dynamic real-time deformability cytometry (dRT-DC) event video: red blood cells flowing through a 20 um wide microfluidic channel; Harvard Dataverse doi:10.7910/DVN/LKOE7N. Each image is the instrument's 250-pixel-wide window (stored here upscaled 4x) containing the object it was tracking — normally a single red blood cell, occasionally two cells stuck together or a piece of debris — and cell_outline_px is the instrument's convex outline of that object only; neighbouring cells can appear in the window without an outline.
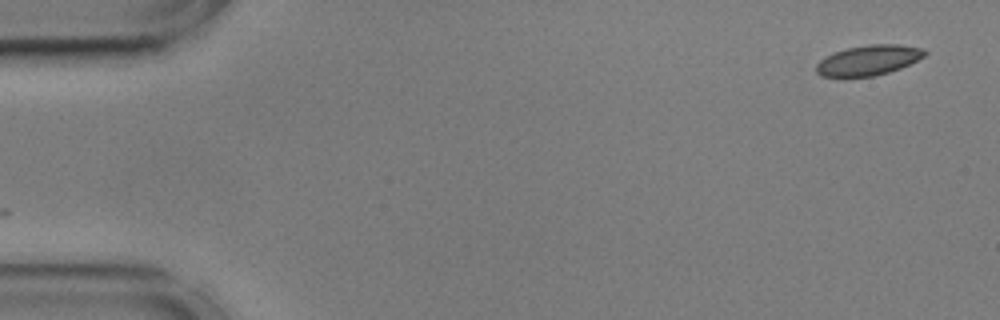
{"species": "common noctule bat (a hibernating species)", "species_latin": "Nyctalus noctula", "temperature_condition": "cold", "stored_images_in_passage": 54, "camera_frame_rate_fps": 3000, "um_per_image_px": 0.085, "animal": {"sex": "male", "body_mass_g": 17.9, "forearm_length_mm": 54.2}, "frame": {"image": 1, "passage_image": 1, "time_ms": 0.0, "image_size_px": [1000, 320], "cell_outline_px": [[928, 52], [924, 56], [900, 68], [888, 72], [872, 76], [820, 76], [816, 72], [816, 64], [820, 60], [832, 52], [848, 48], [868, 44], [896, 44], [924, 48]], "centroid_in_image_um": [73.81, 5.1], "position_along_channel_um": 11.2, "area_um2": 18.9}}
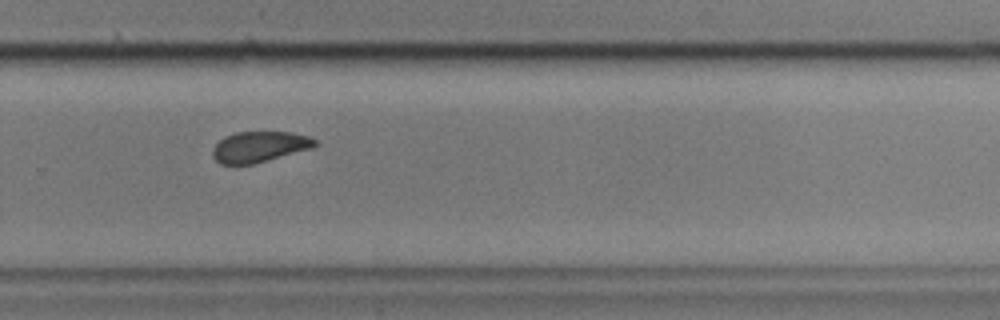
{"frame": {"image": 2, "passage_image": 36, "time_ms": 11.667, "image_size_px": [1000, 320], "cell_outline_px": [[316, 144], [312, 148], [268, 160], [252, 164], [220, 164], [212, 156], [212, 148], [224, 136], [236, 132], [292, 132], [308, 136], [316, 140]], "centroid_in_image_um": [22.02, 12.47], "position_along_channel_um": 307.8, "area_um2": 18.26}}
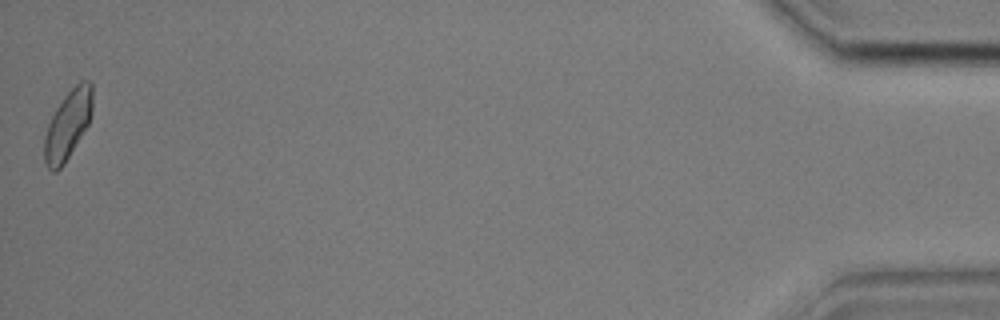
{"frame": {"image": 3, "passage_image": 54, "time_ms": 17.667, "image_size_px": [1000, 320], "cell_outline_px": [[92, 112], [88, 124], [64, 164], [56, 172], [52, 172], [48, 168], [44, 160], [44, 136], [48, 124], [56, 108], [64, 96], [80, 80], [92, 80]], "centroid_in_image_um": [5.76, 10.6], "position_along_channel_um": 429.4, "area_um2": 19.25}, "authors_computed_cell_mechanics": {"area_um2": 19.4786, "velocity_mm_per_s": 3.5665, "shape_relaxation_time_tau1_ms": 3.092, "shape_relaxation_time_tau2_ms": 1.5063, "deformation_change_tau1": 0.0691, "deformation_change_tau2": 0.0445}}